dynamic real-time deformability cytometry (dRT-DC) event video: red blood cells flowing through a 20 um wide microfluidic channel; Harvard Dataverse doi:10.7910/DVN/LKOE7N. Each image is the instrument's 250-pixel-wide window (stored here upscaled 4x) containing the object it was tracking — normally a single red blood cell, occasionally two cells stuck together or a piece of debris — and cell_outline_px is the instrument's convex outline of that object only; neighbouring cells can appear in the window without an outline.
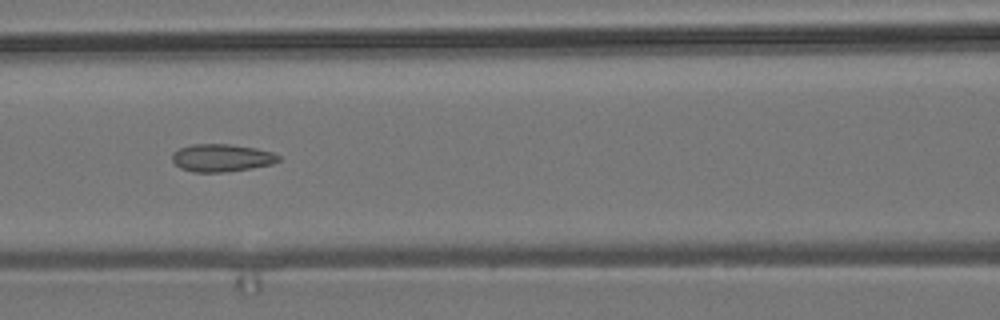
{"species": "common noctule bat (a hibernating species)", "species_latin": "Nyctalus noctula", "temperature_condition": "room temperature", "stored_images_in_passage": 7, "camera_frame_rate_fps": 3000, "um_per_image_px": 0.085, "animal": {"sex": "male", "body_mass_g": 19.2, "forearm_length_mm": 51.8}, "frame": {"image": 1, "passage_image": 3, "time_ms": 0.667, "image_size_px": [1000, 320], "cell_outline_px": [[280, 160], [272, 164], [252, 168], [224, 172], [192, 172], [180, 168], [172, 160], [172, 152], [180, 148], [192, 144], [232, 144], [256, 148], [272, 152], [280, 156]], "centroid_in_image_um": [18.83, 13.41], "position_along_channel_um": 147.8, "area_um2": 17.22}}
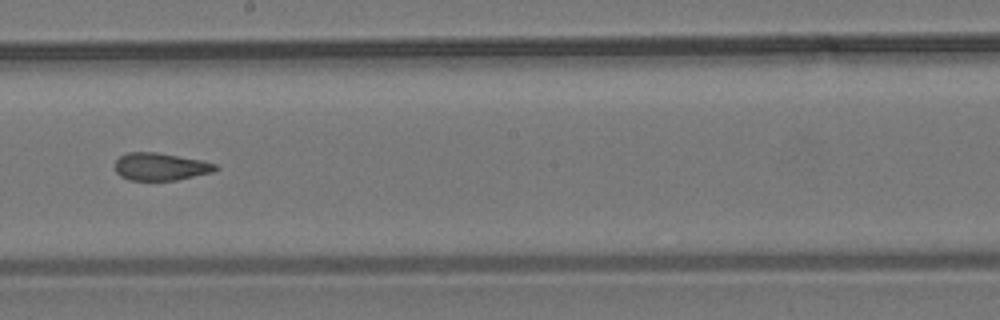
{"frame": {"image": 2, "passage_image": 5, "time_ms": 1.333, "image_size_px": [1000, 320], "cell_outline_px": [[220, 168], [212, 172], [176, 180], [128, 180], [120, 176], [116, 172], [116, 160], [120, 156], [128, 152], [156, 152], [200, 160], [216, 164]], "centroid_in_image_um": [13.63, 14.17], "position_along_channel_um": 234.6, "area_um2": 16.01}}
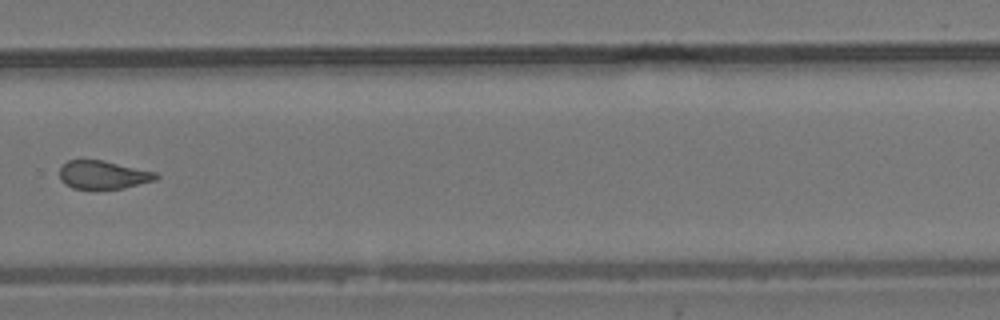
{"frame": {"image": 3, "passage_image": 7, "time_ms": 2.0, "image_size_px": [1000, 320], "cell_outline_px": [[160, 176], [156, 180], [124, 188], [72, 188], [64, 184], [60, 180], [60, 168], [68, 160], [104, 160], [156, 172]], "centroid_in_image_um": [8.78, 14.85], "position_along_channel_um": 321.0, "area_um2": 15.84}}